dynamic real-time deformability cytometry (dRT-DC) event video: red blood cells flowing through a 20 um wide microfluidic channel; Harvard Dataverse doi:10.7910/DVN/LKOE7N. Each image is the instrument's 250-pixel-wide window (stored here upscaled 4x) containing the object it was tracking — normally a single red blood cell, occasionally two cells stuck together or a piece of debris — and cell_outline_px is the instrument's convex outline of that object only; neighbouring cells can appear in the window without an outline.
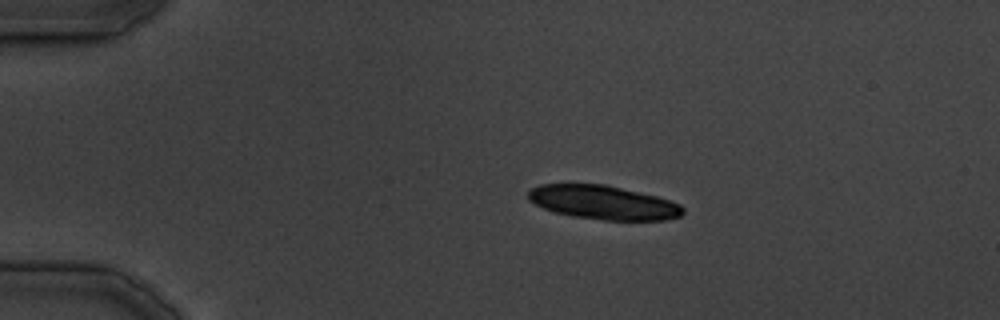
{"species": "common noctule bat (a hibernating species)", "species_latin": "Nyctalus noctula", "temperature_condition": "cold", "stored_images_in_passage": 32, "camera_frame_rate_fps": 3000, "um_per_image_px": 0.085, "animal": {"sex": "male", "body_mass_g": 19.5, "forearm_length_mm": 54.6}, "frame": {"image": 1, "passage_image": 1, "time_ms": 0.0, "image_size_px": [1000, 320], "cell_outline_px": [[684, 212], [680, 216], [664, 220], [604, 220], [572, 216], [556, 212], [544, 208], [528, 200], [528, 188], [540, 184], [608, 184], [656, 196], [680, 204], [684, 208]], "centroid_in_image_um": [51.26, 17.2], "position_along_channel_um": 33.7, "area_um2": 30.63}}